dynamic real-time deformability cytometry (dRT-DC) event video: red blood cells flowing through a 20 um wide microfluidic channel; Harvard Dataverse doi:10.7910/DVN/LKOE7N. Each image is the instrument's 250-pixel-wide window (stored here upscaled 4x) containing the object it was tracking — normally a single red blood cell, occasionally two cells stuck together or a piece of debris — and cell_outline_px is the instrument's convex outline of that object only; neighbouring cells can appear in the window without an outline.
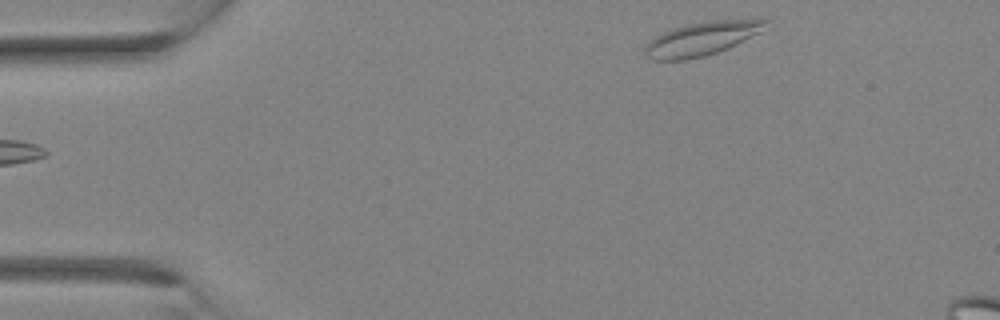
{"species": "Egyptian fruit bat (a non-hibernating species)", "species_latin": "Rousettus aegyptiacus", "temperature_condition": "room temperature", "stored_images_in_passage": 7, "camera_frame_rate_fps": 3000, "um_per_image_px": 0.085, "animal": {"sex": "female"}, "frame": {"image": 1, "passage_image": 1, "time_ms": 0.0, "image_size_px": [1000, 320], "cell_outline_px": [[772, 20], [760, 32], [728, 48], [704, 56], [684, 60], [652, 60], [644, 52], [644, 48], [660, 32], [684, 24], [712, 20], [756, 16], [764, 16]], "centroid_in_image_um": [59.78, 3.21], "position_along_channel_um": 25.2, "area_um2": 24.39}}